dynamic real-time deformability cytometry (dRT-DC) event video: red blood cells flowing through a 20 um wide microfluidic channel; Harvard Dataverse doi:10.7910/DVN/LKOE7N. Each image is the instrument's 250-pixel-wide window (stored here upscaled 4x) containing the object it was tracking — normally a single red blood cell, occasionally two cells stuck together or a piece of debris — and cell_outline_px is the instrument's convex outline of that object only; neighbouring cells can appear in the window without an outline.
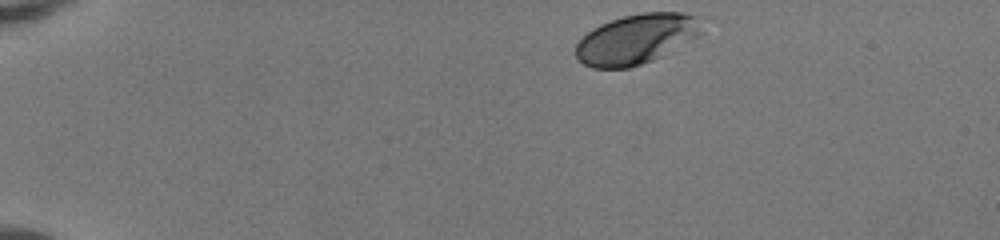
{"species": "human", "species_latin": "Homo sapiens", "temperature_condition": "room temperature", "stored_images_in_passage": 42, "camera_frame_rate_fps": 3000, "um_per_image_px": 0.085, "donor": {"sex": "female"}, "frame": {"image": 1, "passage_image": 1, "time_ms": 0.0, "image_size_px": [1000, 240], "cell_outline_px": [[704, 32], [700, 36], [652, 60], [628, 68], [592, 68], [584, 64], [576, 56], [576, 44], [592, 28], [600, 24], [624, 16], [644, 12], [684, 12], [704, 16]], "centroid_in_image_um": [54.19, 3.28], "position_along_channel_um": 30.8, "area_um2": 37.05}}
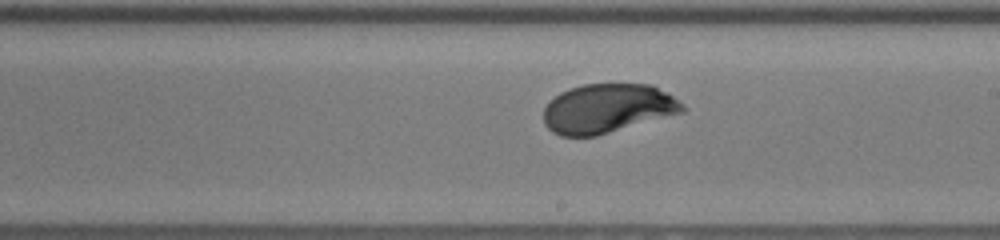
{"frame": {"image": 2, "passage_image": 23, "time_ms": 7.333, "image_size_px": [1000, 240], "cell_outline_px": [[688, 108], [684, 112], [596, 136], [560, 136], [552, 132], [544, 124], [544, 108], [548, 100], [560, 92], [584, 84], [652, 84], [672, 96], [684, 104]], "centroid_in_image_um": [51.63, 9.22], "position_along_channel_um": 237.4, "area_um2": 39.94}}
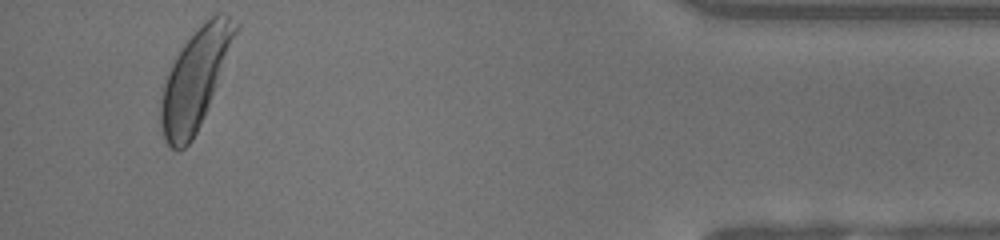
{"frame": {"image": 3, "passage_image": 40, "time_ms": 13.0, "image_size_px": [1000, 240], "cell_outline_px": [[240, 28], [204, 116], [192, 140], [184, 148], [176, 152], [164, 140], [160, 124], [160, 100], [164, 84], [168, 72], [176, 56], [184, 44], [216, 12], [224, 12], [240, 24]], "centroid_in_image_um": [16.6, 6.73], "position_along_channel_um": 418.6, "area_um2": 42.54}, "authors_computed_cell_mechanics": {"area_um2": 39.9976, "velocity_mm_per_s": 4.1191, "shape_relaxation_time_tau1_ms": 2.0901, "shape_relaxation_time_tau2_ms": null, "deformation_change_tau1": 0.1392, "deformation_change_tau2": null}}